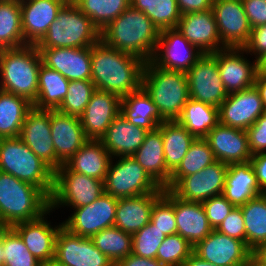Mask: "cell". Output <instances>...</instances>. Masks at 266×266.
I'll list each match as a JSON object with an SVG mask.
<instances>
[{
	"instance_id": "11a10c76",
	"label": "cell",
	"mask_w": 266,
	"mask_h": 266,
	"mask_svg": "<svg viewBox=\"0 0 266 266\" xmlns=\"http://www.w3.org/2000/svg\"><path fill=\"white\" fill-rule=\"evenodd\" d=\"M260 189L266 191V153H257L250 158Z\"/></svg>"
},
{
	"instance_id": "7c38bea8",
	"label": "cell",
	"mask_w": 266,
	"mask_h": 266,
	"mask_svg": "<svg viewBox=\"0 0 266 266\" xmlns=\"http://www.w3.org/2000/svg\"><path fill=\"white\" fill-rule=\"evenodd\" d=\"M227 164L215 161L201 171L180 178L169 190L185 201L203 202L223 193Z\"/></svg>"
},
{
	"instance_id": "f907efd6",
	"label": "cell",
	"mask_w": 266,
	"mask_h": 266,
	"mask_svg": "<svg viewBox=\"0 0 266 266\" xmlns=\"http://www.w3.org/2000/svg\"><path fill=\"white\" fill-rule=\"evenodd\" d=\"M216 230L245 243V225L241 208L234 207Z\"/></svg>"
},
{
	"instance_id": "b9f144b4",
	"label": "cell",
	"mask_w": 266,
	"mask_h": 266,
	"mask_svg": "<svg viewBox=\"0 0 266 266\" xmlns=\"http://www.w3.org/2000/svg\"><path fill=\"white\" fill-rule=\"evenodd\" d=\"M131 5L144 12L160 31L176 28L182 16L176 0H131Z\"/></svg>"
},
{
	"instance_id": "e0dca14e",
	"label": "cell",
	"mask_w": 266,
	"mask_h": 266,
	"mask_svg": "<svg viewBox=\"0 0 266 266\" xmlns=\"http://www.w3.org/2000/svg\"><path fill=\"white\" fill-rule=\"evenodd\" d=\"M244 53L243 48H225L212 54L228 94L254 86L256 74L262 67L256 60L251 63L244 58Z\"/></svg>"
},
{
	"instance_id": "d6986e66",
	"label": "cell",
	"mask_w": 266,
	"mask_h": 266,
	"mask_svg": "<svg viewBox=\"0 0 266 266\" xmlns=\"http://www.w3.org/2000/svg\"><path fill=\"white\" fill-rule=\"evenodd\" d=\"M19 137L54 172L57 170V157L51 138L50 110L33 107L23 122Z\"/></svg>"
},
{
	"instance_id": "680465c9",
	"label": "cell",
	"mask_w": 266,
	"mask_h": 266,
	"mask_svg": "<svg viewBox=\"0 0 266 266\" xmlns=\"http://www.w3.org/2000/svg\"><path fill=\"white\" fill-rule=\"evenodd\" d=\"M254 86L259 92L264 109L266 110V68L261 67L254 81Z\"/></svg>"
},
{
	"instance_id": "6f0895ef",
	"label": "cell",
	"mask_w": 266,
	"mask_h": 266,
	"mask_svg": "<svg viewBox=\"0 0 266 266\" xmlns=\"http://www.w3.org/2000/svg\"><path fill=\"white\" fill-rule=\"evenodd\" d=\"M115 266H164L156 258L148 259L134 254L120 260Z\"/></svg>"
},
{
	"instance_id": "d6a6232c",
	"label": "cell",
	"mask_w": 266,
	"mask_h": 266,
	"mask_svg": "<svg viewBox=\"0 0 266 266\" xmlns=\"http://www.w3.org/2000/svg\"><path fill=\"white\" fill-rule=\"evenodd\" d=\"M120 113L130 123L147 131L154 130L163 122L152 98L143 87L122 98Z\"/></svg>"
},
{
	"instance_id": "816d5d0a",
	"label": "cell",
	"mask_w": 266,
	"mask_h": 266,
	"mask_svg": "<svg viewBox=\"0 0 266 266\" xmlns=\"http://www.w3.org/2000/svg\"><path fill=\"white\" fill-rule=\"evenodd\" d=\"M243 49L246 54H254L261 66L266 62V24L251 30L249 41Z\"/></svg>"
},
{
	"instance_id": "6125c7cd",
	"label": "cell",
	"mask_w": 266,
	"mask_h": 266,
	"mask_svg": "<svg viewBox=\"0 0 266 266\" xmlns=\"http://www.w3.org/2000/svg\"><path fill=\"white\" fill-rule=\"evenodd\" d=\"M243 266H266V264H264L253 253H251Z\"/></svg>"
},
{
	"instance_id": "f6af8a7d",
	"label": "cell",
	"mask_w": 266,
	"mask_h": 266,
	"mask_svg": "<svg viewBox=\"0 0 266 266\" xmlns=\"http://www.w3.org/2000/svg\"><path fill=\"white\" fill-rule=\"evenodd\" d=\"M95 90L91 80L69 81L68 92L56 110L66 115L80 117Z\"/></svg>"
},
{
	"instance_id": "4fadbf2b",
	"label": "cell",
	"mask_w": 266,
	"mask_h": 266,
	"mask_svg": "<svg viewBox=\"0 0 266 266\" xmlns=\"http://www.w3.org/2000/svg\"><path fill=\"white\" fill-rule=\"evenodd\" d=\"M203 55L176 29L160 31L151 62L164 70L187 72Z\"/></svg>"
},
{
	"instance_id": "7bdbcfd3",
	"label": "cell",
	"mask_w": 266,
	"mask_h": 266,
	"mask_svg": "<svg viewBox=\"0 0 266 266\" xmlns=\"http://www.w3.org/2000/svg\"><path fill=\"white\" fill-rule=\"evenodd\" d=\"M73 2L100 31L131 5V0H74Z\"/></svg>"
},
{
	"instance_id": "db71d44e",
	"label": "cell",
	"mask_w": 266,
	"mask_h": 266,
	"mask_svg": "<svg viewBox=\"0 0 266 266\" xmlns=\"http://www.w3.org/2000/svg\"><path fill=\"white\" fill-rule=\"evenodd\" d=\"M253 28L266 24V0H241Z\"/></svg>"
},
{
	"instance_id": "2e32d148",
	"label": "cell",
	"mask_w": 266,
	"mask_h": 266,
	"mask_svg": "<svg viewBox=\"0 0 266 266\" xmlns=\"http://www.w3.org/2000/svg\"><path fill=\"white\" fill-rule=\"evenodd\" d=\"M265 113L259 92L255 86L229 93L218 107L219 123L247 130Z\"/></svg>"
},
{
	"instance_id": "e7e4bbea",
	"label": "cell",
	"mask_w": 266,
	"mask_h": 266,
	"mask_svg": "<svg viewBox=\"0 0 266 266\" xmlns=\"http://www.w3.org/2000/svg\"><path fill=\"white\" fill-rule=\"evenodd\" d=\"M40 266H62L61 264L57 263L55 260L41 262Z\"/></svg>"
},
{
	"instance_id": "9c48e42d",
	"label": "cell",
	"mask_w": 266,
	"mask_h": 266,
	"mask_svg": "<svg viewBox=\"0 0 266 266\" xmlns=\"http://www.w3.org/2000/svg\"><path fill=\"white\" fill-rule=\"evenodd\" d=\"M117 159L115 164L114 160L110 161L104 180L105 193L120 199L164 192V188H161L131 156Z\"/></svg>"
},
{
	"instance_id": "4316f807",
	"label": "cell",
	"mask_w": 266,
	"mask_h": 266,
	"mask_svg": "<svg viewBox=\"0 0 266 266\" xmlns=\"http://www.w3.org/2000/svg\"><path fill=\"white\" fill-rule=\"evenodd\" d=\"M148 131L130 123L121 113L101 137L112 158L132 156L144 142Z\"/></svg>"
},
{
	"instance_id": "7a4b0ae2",
	"label": "cell",
	"mask_w": 266,
	"mask_h": 266,
	"mask_svg": "<svg viewBox=\"0 0 266 266\" xmlns=\"http://www.w3.org/2000/svg\"><path fill=\"white\" fill-rule=\"evenodd\" d=\"M159 34L160 30L148 16L130 5L100 31V40L148 62L155 53Z\"/></svg>"
},
{
	"instance_id": "9a60e30c",
	"label": "cell",
	"mask_w": 266,
	"mask_h": 266,
	"mask_svg": "<svg viewBox=\"0 0 266 266\" xmlns=\"http://www.w3.org/2000/svg\"><path fill=\"white\" fill-rule=\"evenodd\" d=\"M54 260L62 266H115L92 242L60 228L55 243Z\"/></svg>"
},
{
	"instance_id": "1f68e13d",
	"label": "cell",
	"mask_w": 266,
	"mask_h": 266,
	"mask_svg": "<svg viewBox=\"0 0 266 266\" xmlns=\"http://www.w3.org/2000/svg\"><path fill=\"white\" fill-rule=\"evenodd\" d=\"M111 155L100 140L89 139L66 163L77 173L98 180H105Z\"/></svg>"
},
{
	"instance_id": "c3c4849f",
	"label": "cell",
	"mask_w": 266,
	"mask_h": 266,
	"mask_svg": "<svg viewBox=\"0 0 266 266\" xmlns=\"http://www.w3.org/2000/svg\"><path fill=\"white\" fill-rule=\"evenodd\" d=\"M165 237L166 235L150 221L132 234V254L148 259L156 258L157 250Z\"/></svg>"
},
{
	"instance_id": "836d02e7",
	"label": "cell",
	"mask_w": 266,
	"mask_h": 266,
	"mask_svg": "<svg viewBox=\"0 0 266 266\" xmlns=\"http://www.w3.org/2000/svg\"><path fill=\"white\" fill-rule=\"evenodd\" d=\"M157 128L162 134L166 168L172 173L196 137L177 120L163 121Z\"/></svg>"
},
{
	"instance_id": "74e56055",
	"label": "cell",
	"mask_w": 266,
	"mask_h": 266,
	"mask_svg": "<svg viewBox=\"0 0 266 266\" xmlns=\"http://www.w3.org/2000/svg\"><path fill=\"white\" fill-rule=\"evenodd\" d=\"M240 208L245 225V244L253 251L266 243V195H258Z\"/></svg>"
},
{
	"instance_id": "6da1fadb",
	"label": "cell",
	"mask_w": 266,
	"mask_h": 266,
	"mask_svg": "<svg viewBox=\"0 0 266 266\" xmlns=\"http://www.w3.org/2000/svg\"><path fill=\"white\" fill-rule=\"evenodd\" d=\"M146 61L99 40L91 46V81L98 90L121 99L142 87Z\"/></svg>"
},
{
	"instance_id": "3957f363",
	"label": "cell",
	"mask_w": 266,
	"mask_h": 266,
	"mask_svg": "<svg viewBox=\"0 0 266 266\" xmlns=\"http://www.w3.org/2000/svg\"><path fill=\"white\" fill-rule=\"evenodd\" d=\"M50 209V198L38 187L0 171V226L40 218Z\"/></svg>"
},
{
	"instance_id": "d590c367",
	"label": "cell",
	"mask_w": 266,
	"mask_h": 266,
	"mask_svg": "<svg viewBox=\"0 0 266 266\" xmlns=\"http://www.w3.org/2000/svg\"><path fill=\"white\" fill-rule=\"evenodd\" d=\"M69 80L58 71L41 63L39 69L38 95L33 103L36 109L56 110L68 92Z\"/></svg>"
},
{
	"instance_id": "ba28073f",
	"label": "cell",
	"mask_w": 266,
	"mask_h": 266,
	"mask_svg": "<svg viewBox=\"0 0 266 266\" xmlns=\"http://www.w3.org/2000/svg\"><path fill=\"white\" fill-rule=\"evenodd\" d=\"M105 193L104 181L73 172L66 164L54 172L50 209L60 206L78 208L95 201ZM60 205V206H59Z\"/></svg>"
},
{
	"instance_id": "91938a15",
	"label": "cell",
	"mask_w": 266,
	"mask_h": 266,
	"mask_svg": "<svg viewBox=\"0 0 266 266\" xmlns=\"http://www.w3.org/2000/svg\"><path fill=\"white\" fill-rule=\"evenodd\" d=\"M181 266H217L208 261L202 260L197 255L192 253Z\"/></svg>"
},
{
	"instance_id": "e575fe53",
	"label": "cell",
	"mask_w": 266,
	"mask_h": 266,
	"mask_svg": "<svg viewBox=\"0 0 266 266\" xmlns=\"http://www.w3.org/2000/svg\"><path fill=\"white\" fill-rule=\"evenodd\" d=\"M33 103L22 96L0 90V138L19 137Z\"/></svg>"
},
{
	"instance_id": "94428289",
	"label": "cell",
	"mask_w": 266,
	"mask_h": 266,
	"mask_svg": "<svg viewBox=\"0 0 266 266\" xmlns=\"http://www.w3.org/2000/svg\"><path fill=\"white\" fill-rule=\"evenodd\" d=\"M252 253L261 260L264 264H266V243L259 245Z\"/></svg>"
},
{
	"instance_id": "d4e9b609",
	"label": "cell",
	"mask_w": 266,
	"mask_h": 266,
	"mask_svg": "<svg viewBox=\"0 0 266 266\" xmlns=\"http://www.w3.org/2000/svg\"><path fill=\"white\" fill-rule=\"evenodd\" d=\"M204 139L208 142L216 160L227 165L247 162L252 157L246 130L218 123Z\"/></svg>"
},
{
	"instance_id": "f1b7e54d",
	"label": "cell",
	"mask_w": 266,
	"mask_h": 266,
	"mask_svg": "<svg viewBox=\"0 0 266 266\" xmlns=\"http://www.w3.org/2000/svg\"><path fill=\"white\" fill-rule=\"evenodd\" d=\"M162 194L153 192L118 199L114 226L130 234L139 231L150 222L154 202Z\"/></svg>"
},
{
	"instance_id": "30bf717a",
	"label": "cell",
	"mask_w": 266,
	"mask_h": 266,
	"mask_svg": "<svg viewBox=\"0 0 266 266\" xmlns=\"http://www.w3.org/2000/svg\"><path fill=\"white\" fill-rule=\"evenodd\" d=\"M117 202V198L103 193L91 204L74 208V213L62 222L63 227L75 235L91 238L114 226Z\"/></svg>"
},
{
	"instance_id": "7dc6e473",
	"label": "cell",
	"mask_w": 266,
	"mask_h": 266,
	"mask_svg": "<svg viewBox=\"0 0 266 266\" xmlns=\"http://www.w3.org/2000/svg\"><path fill=\"white\" fill-rule=\"evenodd\" d=\"M150 221L166 236L177 234L174 194L169 189H164L163 194L154 202Z\"/></svg>"
},
{
	"instance_id": "52a82bcc",
	"label": "cell",
	"mask_w": 266,
	"mask_h": 266,
	"mask_svg": "<svg viewBox=\"0 0 266 266\" xmlns=\"http://www.w3.org/2000/svg\"><path fill=\"white\" fill-rule=\"evenodd\" d=\"M100 40V30L73 1H67L49 26L37 48L91 47Z\"/></svg>"
},
{
	"instance_id": "be15d7a7",
	"label": "cell",
	"mask_w": 266,
	"mask_h": 266,
	"mask_svg": "<svg viewBox=\"0 0 266 266\" xmlns=\"http://www.w3.org/2000/svg\"><path fill=\"white\" fill-rule=\"evenodd\" d=\"M0 266H3L2 227L0 226Z\"/></svg>"
},
{
	"instance_id": "f5cc1de1",
	"label": "cell",
	"mask_w": 266,
	"mask_h": 266,
	"mask_svg": "<svg viewBox=\"0 0 266 266\" xmlns=\"http://www.w3.org/2000/svg\"><path fill=\"white\" fill-rule=\"evenodd\" d=\"M246 131L252 155L266 153V114H262Z\"/></svg>"
},
{
	"instance_id": "681fc988",
	"label": "cell",
	"mask_w": 266,
	"mask_h": 266,
	"mask_svg": "<svg viewBox=\"0 0 266 266\" xmlns=\"http://www.w3.org/2000/svg\"><path fill=\"white\" fill-rule=\"evenodd\" d=\"M206 212L207 219L213 228L216 230L222 221L228 216L235 207L222 194L213 196L202 202Z\"/></svg>"
},
{
	"instance_id": "9f6ffc18",
	"label": "cell",
	"mask_w": 266,
	"mask_h": 266,
	"mask_svg": "<svg viewBox=\"0 0 266 266\" xmlns=\"http://www.w3.org/2000/svg\"><path fill=\"white\" fill-rule=\"evenodd\" d=\"M181 14L212 9L213 0H176Z\"/></svg>"
},
{
	"instance_id": "8d00e7d4",
	"label": "cell",
	"mask_w": 266,
	"mask_h": 266,
	"mask_svg": "<svg viewBox=\"0 0 266 266\" xmlns=\"http://www.w3.org/2000/svg\"><path fill=\"white\" fill-rule=\"evenodd\" d=\"M177 121L196 138H204L219 123L218 108L189 99Z\"/></svg>"
},
{
	"instance_id": "bcb514c9",
	"label": "cell",
	"mask_w": 266,
	"mask_h": 266,
	"mask_svg": "<svg viewBox=\"0 0 266 266\" xmlns=\"http://www.w3.org/2000/svg\"><path fill=\"white\" fill-rule=\"evenodd\" d=\"M192 253L193 246L180 234H173L165 237L156 259L164 266H181Z\"/></svg>"
},
{
	"instance_id": "cb8c5ba5",
	"label": "cell",
	"mask_w": 266,
	"mask_h": 266,
	"mask_svg": "<svg viewBox=\"0 0 266 266\" xmlns=\"http://www.w3.org/2000/svg\"><path fill=\"white\" fill-rule=\"evenodd\" d=\"M121 98L113 93L96 89L80 116L88 139L100 140L120 113Z\"/></svg>"
},
{
	"instance_id": "8992f818",
	"label": "cell",
	"mask_w": 266,
	"mask_h": 266,
	"mask_svg": "<svg viewBox=\"0 0 266 266\" xmlns=\"http://www.w3.org/2000/svg\"><path fill=\"white\" fill-rule=\"evenodd\" d=\"M0 171L40 188L49 198L54 171L20 137L0 138Z\"/></svg>"
},
{
	"instance_id": "7402d4cb",
	"label": "cell",
	"mask_w": 266,
	"mask_h": 266,
	"mask_svg": "<svg viewBox=\"0 0 266 266\" xmlns=\"http://www.w3.org/2000/svg\"><path fill=\"white\" fill-rule=\"evenodd\" d=\"M25 45H37L68 0H19Z\"/></svg>"
},
{
	"instance_id": "4dcf8cb0",
	"label": "cell",
	"mask_w": 266,
	"mask_h": 266,
	"mask_svg": "<svg viewBox=\"0 0 266 266\" xmlns=\"http://www.w3.org/2000/svg\"><path fill=\"white\" fill-rule=\"evenodd\" d=\"M131 157L161 188L168 185L171 172L166 168L163 139L158 128L148 131L144 142Z\"/></svg>"
},
{
	"instance_id": "60d3db41",
	"label": "cell",
	"mask_w": 266,
	"mask_h": 266,
	"mask_svg": "<svg viewBox=\"0 0 266 266\" xmlns=\"http://www.w3.org/2000/svg\"><path fill=\"white\" fill-rule=\"evenodd\" d=\"M91 240L114 265L132 254V234L115 226L101 230Z\"/></svg>"
},
{
	"instance_id": "ac0fdd59",
	"label": "cell",
	"mask_w": 266,
	"mask_h": 266,
	"mask_svg": "<svg viewBox=\"0 0 266 266\" xmlns=\"http://www.w3.org/2000/svg\"><path fill=\"white\" fill-rule=\"evenodd\" d=\"M193 253L217 266H243L252 251L243 241L212 230L193 247Z\"/></svg>"
},
{
	"instance_id": "5b68a950",
	"label": "cell",
	"mask_w": 266,
	"mask_h": 266,
	"mask_svg": "<svg viewBox=\"0 0 266 266\" xmlns=\"http://www.w3.org/2000/svg\"><path fill=\"white\" fill-rule=\"evenodd\" d=\"M142 87L163 121L177 120L190 99L186 72L164 70L151 61L145 63Z\"/></svg>"
},
{
	"instance_id": "484cf974",
	"label": "cell",
	"mask_w": 266,
	"mask_h": 266,
	"mask_svg": "<svg viewBox=\"0 0 266 266\" xmlns=\"http://www.w3.org/2000/svg\"><path fill=\"white\" fill-rule=\"evenodd\" d=\"M49 209L40 218L17 223L12 228L19 234L27 249L40 262L54 260L56 236L63 226V223L52 227L47 221V214L51 213Z\"/></svg>"
},
{
	"instance_id": "ee69618b",
	"label": "cell",
	"mask_w": 266,
	"mask_h": 266,
	"mask_svg": "<svg viewBox=\"0 0 266 266\" xmlns=\"http://www.w3.org/2000/svg\"><path fill=\"white\" fill-rule=\"evenodd\" d=\"M3 266H40L12 227H2Z\"/></svg>"
},
{
	"instance_id": "f35d334b",
	"label": "cell",
	"mask_w": 266,
	"mask_h": 266,
	"mask_svg": "<svg viewBox=\"0 0 266 266\" xmlns=\"http://www.w3.org/2000/svg\"><path fill=\"white\" fill-rule=\"evenodd\" d=\"M25 45L19 0H0V49Z\"/></svg>"
},
{
	"instance_id": "8fae6325",
	"label": "cell",
	"mask_w": 266,
	"mask_h": 266,
	"mask_svg": "<svg viewBox=\"0 0 266 266\" xmlns=\"http://www.w3.org/2000/svg\"><path fill=\"white\" fill-rule=\"evenodd\" d=\"M190 99L219 107L228 96L220 78L216 58L203 54L186 72Z\"/></svg>"
},
{
	"instance_id": "83f0119b",
	"label": "cell",
	"mask_w": 266,
	"mask_h": 266,
	"mask_svg": "<svg viewBox=\"0 0 266 266\" xmlns=\"http://www.w3.org/2000/svg\"><path fill=\"white\" fill-rule=\"evenodd\" d=\"M174 214L177 234L185 238L193 247L213 230L202 202L185 201L174 195Z\"/></svg>"
},
{
	"instance_id": "ffe728a7",
	"label": "cell",
	"mask_w": 266,
	"mask_h": 266,
	"mask_svg": "<svg viewBox=\"0 0 266 266\" xmlns=\"http://www.w3.org/2000/svg\"><path fill=\"white\" fill-rule=\"evenodd\" d=\"M176 29L203 54L225 49L221 43L212 9L183 14Z\"/></svg>"
},
{
	"instance_id": "ab89813d",
	"label": "cell",
	"mask_w": 266,
	"mask_h": 266,
	"mask_svg": "<svg viewBox=\"0 0 266 266\" xmlns=\"http://www.w3.org/2000/svg\"><path fill=\"white\" fill-rule=\"evenodd\" d=\"M216 160L213 151L204 138H196L178 167L171 173L169 183L164 189H170L180 178L195 174Z\"/></svg>"
},
{
	"instance_id": "f546056e",
	"label": "cell",
	"mask_w": 266,
	"mask_h": 266,
	"mask_svg": "<svg viewBox=\"0 0 266 266\" xmlns=\"http://www.w3.org/2000/svg\"><path fill=\"white\" fill-rule=\"evenodd\" d=\"M264 194L260 189L250 161L228 166L222 195L235 207Z\"/></svg>"
},
{
	"instance_id": "5bb4252c",
	"label": "cell",
	"mask_w": 266,
	"mask_h": 266,
	"mask_svg": "<svg viewBox=\"0 0 266 266\" xmlns=\"http://www.w3.org/2000/svg\"><path fill=\"white\" fill-rule=\"evenodd\" d=\"M221 43L226 48H243L249 41L252 27L241 0H213Z\"/></svg>"
},
{
	"instance_id": "277c9868",
	"label": "cell",
	"mask_w": 266,
	"mask_h": 266,
	"mask_svg": "<svg viewBox=\"0 0 266 266\" xmlns=\"http://www.w3.org/2000/svg\"><path fill=\"white\" fill-rule=\"evenodd\" d=\"M41 63L36 45L0 49V90L34 103L38 95Z\"/></svg>"
},
{
	"instance_id": "44dd1931",
	"label": "cell",
	"mask_w": 266,
	"mask_h": 266,
	"mask_svg": "<svg viewBox=\"0 0 266 266\" xmlns=\"http://www.w3.org/2000/svg\"><path fill=\"white\" fill-rule=\"evenodd\" d=\"M51 138L57 157V169L65 165L89 140L84 133L80 117L50 110Z\"/></svg>"
},
{
	"instance_id": "603a6c76",
	"label": "cell",
	"mask_w": 266,
	"mask_h": 266,
	"mask_svg": "<svg viewBox=\"0 0 266 266\" xmlns=\"http://www.w3.org/2000/svg\"><path fill=\"white\" fill-rule=\"evenodd\" d=\"M42 64L69 81L91 80V47L38 48Z\"/></svg>"
}]
</instances>
